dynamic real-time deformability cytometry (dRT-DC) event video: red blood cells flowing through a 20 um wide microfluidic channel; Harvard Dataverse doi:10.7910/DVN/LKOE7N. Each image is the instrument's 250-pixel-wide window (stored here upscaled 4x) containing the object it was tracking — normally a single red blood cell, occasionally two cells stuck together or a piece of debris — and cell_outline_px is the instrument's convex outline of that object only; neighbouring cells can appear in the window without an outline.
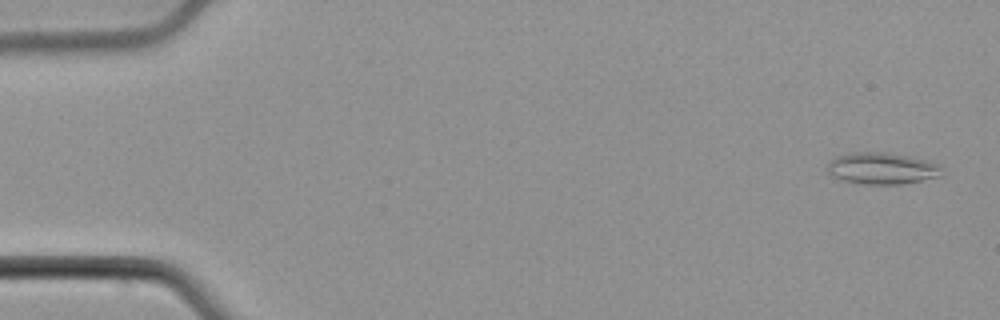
{"species": "common noctule bat (a hibernating species)", "species_latin": "Nyctalus noctula", "temperature_condition": "cold", "stored_images_in_passage": 54, "camera_frame_rate_fps": 3000, "um_per_image_px": 0.085, "animal": {"sex": "male", "body_mass_g": 21.5, "forearm_length_mm": 52.0}, "frame": {"image": 1, "passage_image": 2, "time_ms": 0.333, "image_size_px": [1000, 320], "cell_outline_px": [[940, 176], [900, 184], [864, 184], [840, 180], [832, 176], [828, 172], [828, 160], [836, 156], [852, 152], [888, 152], [912, 156], [928, 160], [940, 164]], "centroid_in_image_um": [74.93, 14.29], "position_along_channel_um": 10.1, "area_um2": 21.27}}
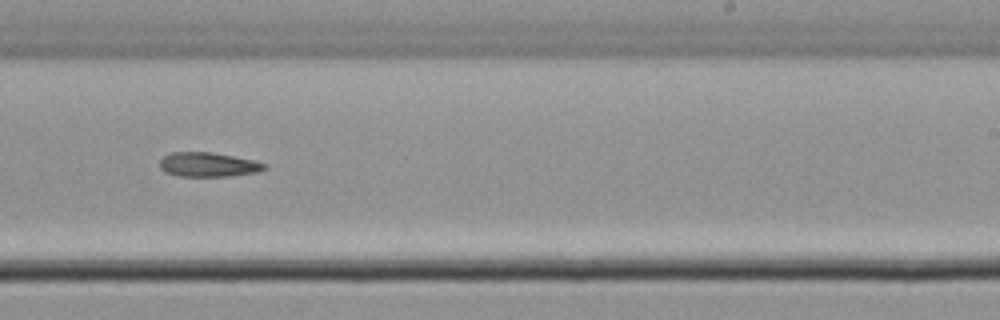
{"frame": {"image": 2, "passage_image": 34, "time_ms": 11.0, "image_size_px": [1000, 320], "cell_outline_px": [[268, 168], [256, 172], [228, 176], [180, 176], [164, 172], [160, 168], [160, 160], [164, 156], [172, 152], [212, 152], [256, 160], [264, 164]], "centroid_in_image_um": [17.69, 13.98], "position_along_channel_um": 271.3, "area_um2": 14.85}}
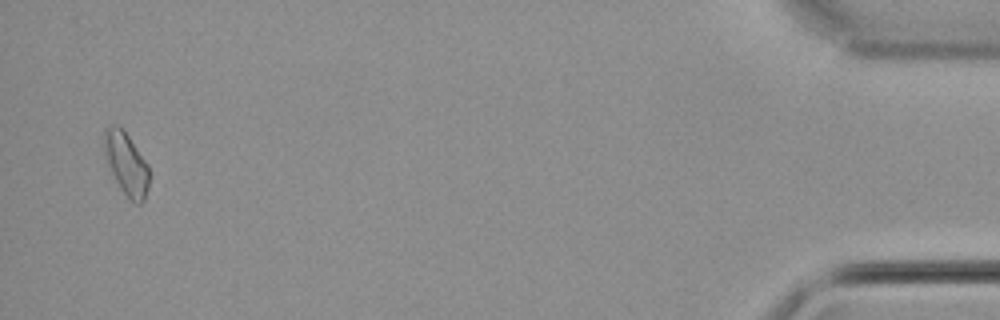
{"frame": {"image": 3, "passage_image": 53, "time_ms": 17.333, "image_size_px": [1000, 320], "cell_outline_px": [[148, 188], [144, 200], [140, 204], [136, 204], [124, 192], [116, 180], [108, 164], [104, 152], [104, 128], [112, 124], [116, 124], [124, 128], [148, 164]], "centroid_in_image_um": [10.73, 13.84], "position_along_channel_um": 424.5, "area_um2": 16.3}}